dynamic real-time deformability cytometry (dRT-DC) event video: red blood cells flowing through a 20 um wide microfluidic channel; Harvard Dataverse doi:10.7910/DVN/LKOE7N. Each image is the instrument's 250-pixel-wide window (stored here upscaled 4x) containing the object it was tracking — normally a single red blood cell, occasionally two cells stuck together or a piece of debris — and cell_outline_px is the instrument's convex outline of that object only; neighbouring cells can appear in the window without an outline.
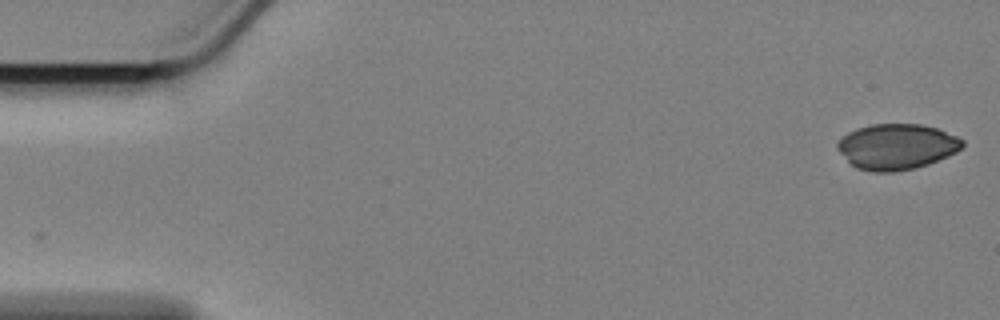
{"species": "Egyptian fruit bat (a non-hibernating species)", "species_latin": "Rousettus aegyptiacus", "temperature_condition": "cold", "stored_images_in_passage": 18, "camera_frame_rate_fps": 3000, "um_per_image_px": 0.085, "animal": {"sex": "female"}, "frame": {"image": 1, "passage_image": 1, "time_ms": 0.0, "image_size_px": [1000, 320], "cell_outline_px": [[964, 144], [956, 152], [948, 156], [928, 164], [916, 168], [896, 172], [872, 172], [856, 168], [836, 148], [836, 144], [848, 132], [856, 128], [872, 124], [920, 124], [936, 128], [956, 136], [964, 140]], "centroid_in_image_um": [76.22, 12.47], "position_along_channel_um": 8.8, "area_um2": 33.18}}